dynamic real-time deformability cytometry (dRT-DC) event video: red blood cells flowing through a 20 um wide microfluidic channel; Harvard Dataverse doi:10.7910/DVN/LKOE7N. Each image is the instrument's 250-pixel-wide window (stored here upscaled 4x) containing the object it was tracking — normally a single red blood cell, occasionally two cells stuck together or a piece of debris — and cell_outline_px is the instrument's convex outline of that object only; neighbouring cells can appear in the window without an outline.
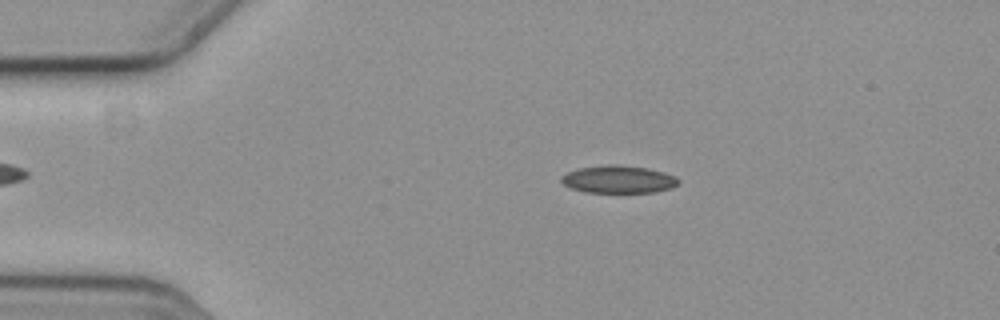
{"species": "common noctule bat (a hibernating species)", "species_latin": "Nyctalus noctula", "temperature_condition": "cold", "stored_images_in_passage": 58, "camera_frame_rate_fps": 3000, "um_per_image_px": 0.085, "animal": {"sex": "female", "body_mass_g": 19.3, "forearm_length_mm": 54.1}, "frame": {"image": 1, "passage_image": 12, "time_ms": 3.667, "image_size_px": [1000, 320], "cell_outline_px": [[680, 180], [676, 184], [668, 188], [652, 192], [588, 192], [572, 188], [564, 184], [560, 180], [560, 176], [568, 172], [580, 168], [608, 164], [616, 164], [644, 168], [664, 172], [676, 176]], "centroid_in_image_um": [52.54, 15.23], "position_along_channel_um": 32.5, "area_um2": 18.5}}
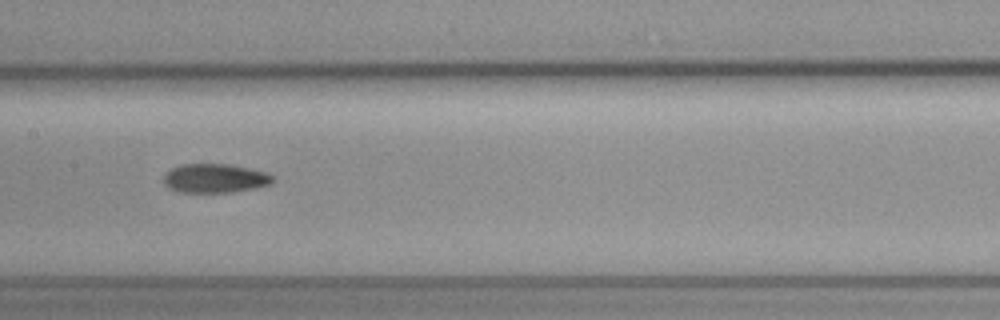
{"frame": {"image": 2, "passage_image": 29, "time_ms": 9.333, "image_size_px": [1000, 320], "cell_outline_px": [[272, 184], [256, 188], [232, 192], [180, 192], [168, 188], [164, 184], [164, 176], [172, 168], [180, 164], [228, 164], [268, 172], [272, 176]], "centroid_in_image_um": [18.28, 15.16], "position_along_channel_um": 189.1, "area_um2": 18.44}}
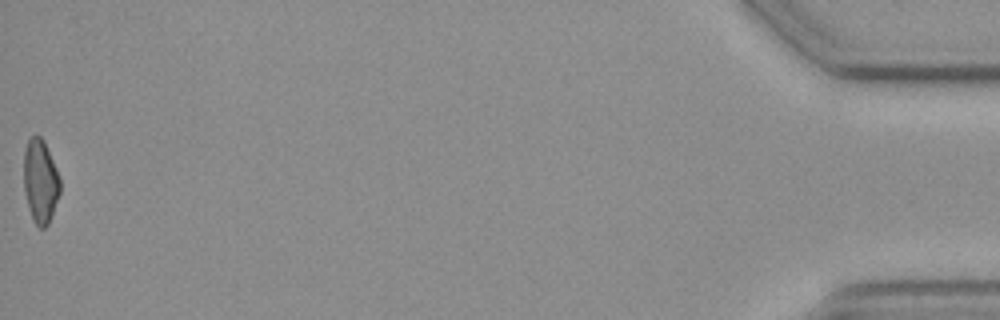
{"frame": {"image": 3, "passage_image": 58, "time_ms": 19.0, "image_size_px": [1000, 320], "cell_outline_px": [[60, 192], [48, 224], [44, 228], [40, 228], [36, 224], [28, 208], [24, 192], [24, 152], [28, 140], [32, 136], [40, 136], [44, 140], [60, 176]], "centroid_in_image_um": [3.43, 15.39], "position_along_channel_um": 431.8, "area_um2": 17.63}, "authors_computed_cell_mechanics": {"area_um2": 18.3804, "velocity_mm_per_s": 3.6127, "shape_relaxation_time_tau1_ms": null, "shape_relaxation_time_tau2_ms": 8.539, "deformation_change_tau1": null, "deformation_change_tau2": 0.1374}}